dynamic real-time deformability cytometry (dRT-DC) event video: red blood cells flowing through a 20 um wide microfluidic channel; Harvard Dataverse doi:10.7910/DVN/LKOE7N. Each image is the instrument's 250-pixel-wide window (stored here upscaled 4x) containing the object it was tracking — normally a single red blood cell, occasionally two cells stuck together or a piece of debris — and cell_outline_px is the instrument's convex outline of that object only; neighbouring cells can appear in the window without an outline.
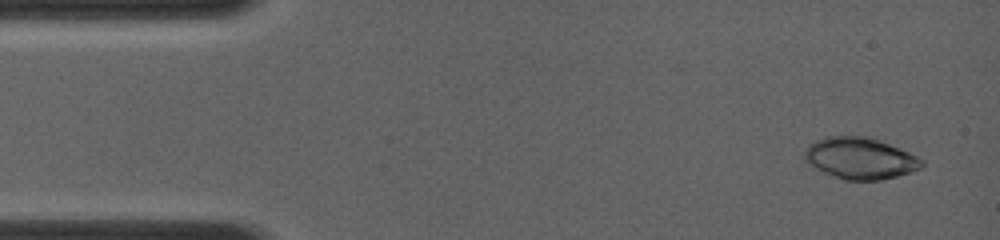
{"species": "common noctule bat (a hibernating species)", "species_latin": "Nyctalus noctula", "temperature_condition": "room temperature", "stored_images_in_passage": 6, "camera_frame_rate_fps": 4000, "um_per_image_px": 0.085, "animal": {"sex": "female", "body_mass_g": 19.0, "forearm_length_mm": 56.7}, "frame": {"image": 1, "passage_image": 1, "time_ms": 0.0, "image_size_px": [1000, 240], "cell_outline_px": [[924, 164], [920, 168], [912, 172], [880, 180], [844, 180], [824, 172], [808, 164], [800, 156], [808, 144], [816, 140], [828, 136], [872, 136], [900, 148], [924, 160]], "centroid_in_image_um": [73.08, 13.44], "position_along_channel_um": 11.9, "area_um2": 28.73}}